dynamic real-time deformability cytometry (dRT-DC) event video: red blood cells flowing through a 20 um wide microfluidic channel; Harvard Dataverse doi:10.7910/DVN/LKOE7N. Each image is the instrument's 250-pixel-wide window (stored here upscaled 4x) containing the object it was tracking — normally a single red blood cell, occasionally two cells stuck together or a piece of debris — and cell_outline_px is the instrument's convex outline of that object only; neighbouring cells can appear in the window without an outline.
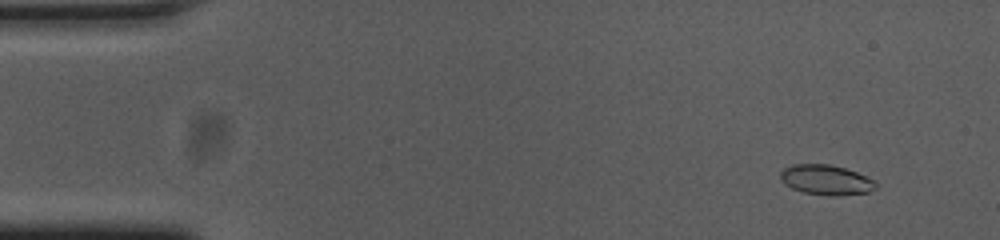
{"species": "common noctule bat (a hibernating species)", "species_latin": "Nyctalus noctula", "temperature_condition": "cold", "stored_images_in_passage": 56, "camera_frame_rate_fps": 3000, "um_per_image_px": 0.085, "animal": {"sex": "female", "body_mass_g": 23.0, "forearm_length_mm": 53.4}, "frame": {"image": 1, "passage_image": 5, "time_ms": 1.333, "image_size_px": [1000, 240], "cell_outline_px": [[876, 188], [868, 192], [840, 196], [832, 196], [804, 192], [792, 188], [784, 184], [780, 180], [780, 172], [784, 168], [792, 164], [828, 164], [844, 168], [856, 172], [876, 180]], "centroid_in_image_um": [70.21, 15.29], "position_along_channel_um": 14.8, "area_um2": 16.76}}
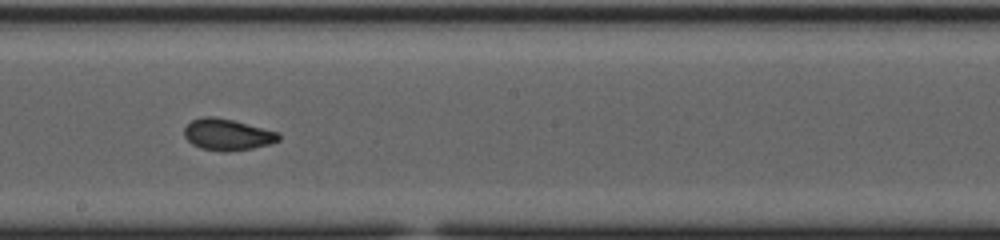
{"frame": {"image": 2, "passage_image": 31, "time_ms": 10.0, "image_size_px": [1000, 240], "cell_outline_px": [[280, 140], [268, 144], [252, 148], [224, 152], [200, 148], [192, 144], [184, 136], [184, 128], [192, 120], [204, 116], [212, 116], [232, 120], [280, 132]], "centroid_in_image_um": [19.32, 11.44], "position_along_channel_um": 228.9, "area_um2": 17.22}}
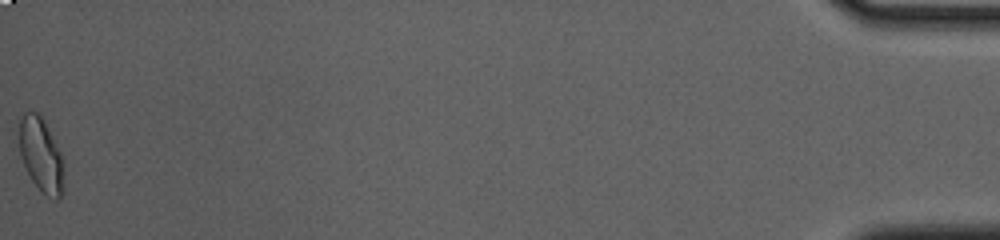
{"frame": {"image": 3, "passage_image": 56, "time_ms": 18.333, "image_size_px": [1000, 240], "cell_outline_px": [[64, 192], [56, 200], [48, 196], [32, 180], [20, 156], [20, 120], [24, 112], [36, 112], [44, 120], [60, 152], [64, 164]], "centroid_in_image_um": [3.52, 13.19], "position_along_channel_um": 431.7, "area_um2": 19.02}, "authors_computed_cell_mechanics": {"area_um2": 17.051, "velocity_mm_per_s": 3.6825, "shape_relaxation_time_tau1_ms": null, "shape_relaxation_time_tau2_ms": 1.2836, "deformation_change_tau1": null, "deformation_change_tau2": 0.0484}}